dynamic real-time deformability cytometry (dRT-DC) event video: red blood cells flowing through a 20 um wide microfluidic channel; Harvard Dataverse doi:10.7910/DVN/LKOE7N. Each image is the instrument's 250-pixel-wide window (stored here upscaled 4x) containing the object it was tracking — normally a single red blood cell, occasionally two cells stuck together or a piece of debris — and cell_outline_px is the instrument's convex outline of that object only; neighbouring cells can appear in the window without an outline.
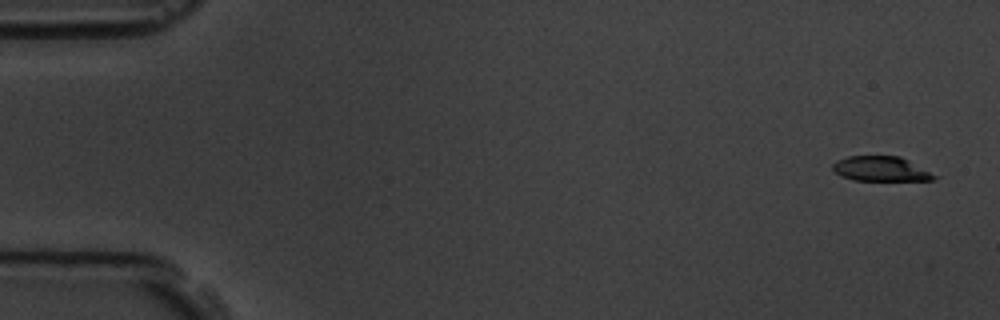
{"species": "common noctule bat (a hibernating species)", "species_latin": "Nyctalus noctula", "temperature_condition": "room temperature", "stored_images_in_passage": 6, "camera_frame_rate_fps": 3000, "um_per_image_px": 0.085, "animal": {"sex": "male", "body_mass_g": 19.5, "forearm_length_mm": 54.6}, "frame": {"image": 1, "passage_image": 1, "time_ms": 0.0, "image_size_px": [1000, 320], "cell_outline_px": [[940, 176], [932, 180], [852, 180], [840, 176], [832, 168], [832, 164], [836, 160], [848, 156], [900, 156]], "centroid_in_image_um": [74.87, 14.35], "position_along_channel_um": 10.1, "area_um2": 14.74}}
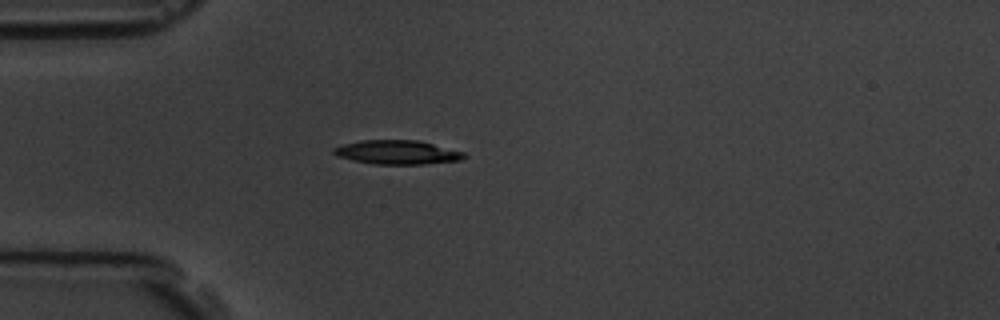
{"frame": {"image": 2, "passage_image": 5, "time_ms": 4.667, "image_size_px": [1000, 320], "cell_outline_px": [[468, 156], [460, 160], [424, 164], [372, 164], [352, 160], [336, 156], [332, 152], [332, 148], [344, 144], [360, 140], [420, 140], [464, 152]], "centroid_in_image_um": [33.75, 12.94], "position_along_channel_um": 51.2, "area_um2": 18.38}}